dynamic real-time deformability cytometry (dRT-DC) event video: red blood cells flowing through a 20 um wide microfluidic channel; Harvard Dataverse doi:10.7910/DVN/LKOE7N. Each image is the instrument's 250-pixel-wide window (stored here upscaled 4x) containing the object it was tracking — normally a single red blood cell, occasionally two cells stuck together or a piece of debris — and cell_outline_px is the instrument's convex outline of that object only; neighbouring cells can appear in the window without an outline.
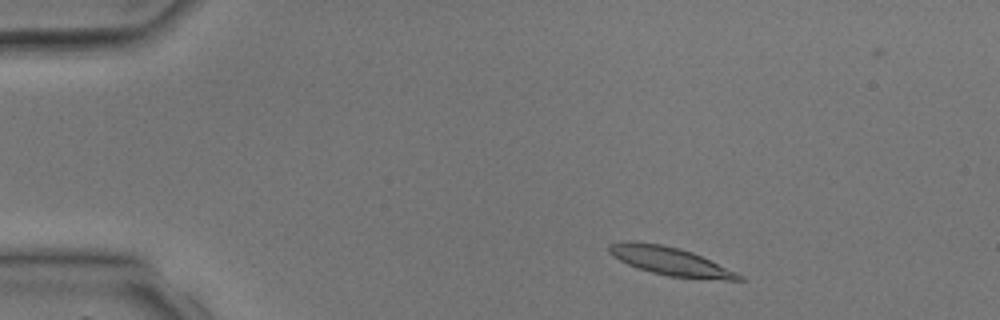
{"species": "common noctule bat (a hibernating species)", "species_latin": "Nyctalus noctula", "temperature_condition": "room temperature", "stored_images_in_passage": 3, "camera_frame_rate_fps": 3000, "um_per_image_px": 0.085, "animal": {"sex": "male", "body_mass_g": 17.9, "forearm_length_mm": 54.2}, "frame": {"image": 1, "passage_image": 1, "time_ms": 0.0, "image_size_px": [1000, 320], "cell_outline_px": [[744, 280], [728, 280], [668, 276], [652, 272], [628, 264], [612, 256], [608, 252], [608, 244], [628, 240], [660, 244], [680, 248], [692, 252], [736, 272], [744, 276]], "centroid_in_image_um": [56.94, 22.18], "position_along_channel_um": 28.1, "area_um2": 21.15}}
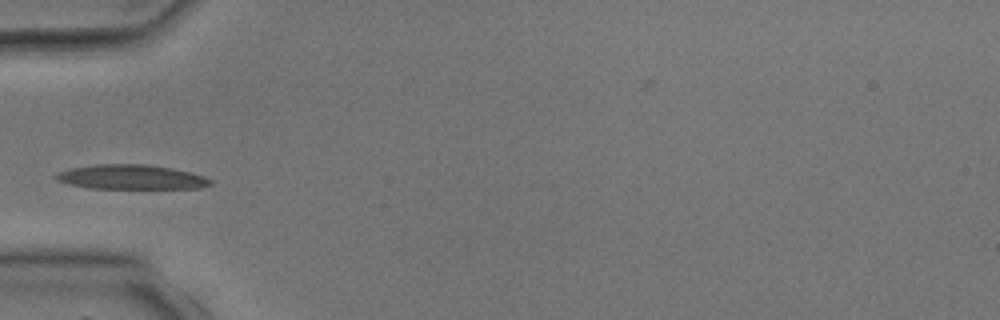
{"frame": {"image": 2, "passage_image": 3, "time_ms": 2.333, "image_size_px": [1000, 320], "cell_outline_px": [[212, 184], [200, 188], [92, 188], [68, 184], [56, 180], [52, 176], [56, 172], [68, 168], [92, 164], [148, 164], [172, 168], [204, 176], [212, 180]], "centroid_in_image_um": [11.08, 15.04], "position_along_channel_um": 73.9, "area_um2": 22.25}}